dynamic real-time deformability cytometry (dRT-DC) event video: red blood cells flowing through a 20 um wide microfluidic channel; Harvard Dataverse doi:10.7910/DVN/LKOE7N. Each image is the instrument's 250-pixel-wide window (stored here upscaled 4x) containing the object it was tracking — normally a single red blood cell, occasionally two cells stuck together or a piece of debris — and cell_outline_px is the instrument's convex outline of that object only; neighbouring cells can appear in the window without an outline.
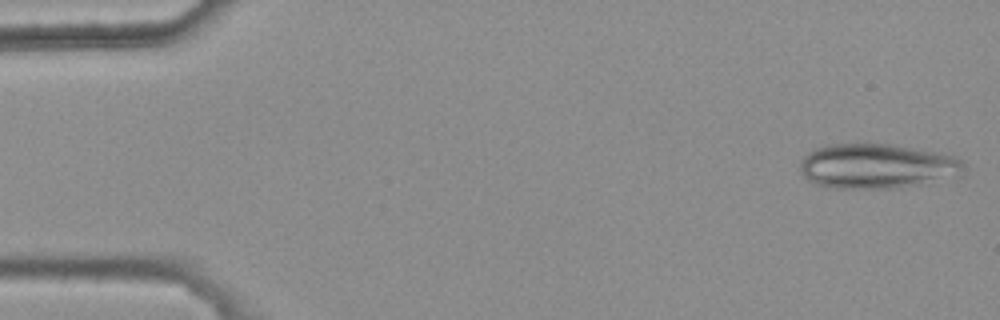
{"species": "common noctule bat (a hibernating species)", "species_latin": "Nyctalus noctula", "temperature_condition": "warm", "stored_images_in_passage": 5, "camera_frame_rate_fps": 3000, "um_per_image_px": 0.085, "animal": {"sex": "female", "body_mass_g": 25.1}, "frame": {"image": 1, "passage_image": 1, "time_ms": 0.0, "image_size_px": [1000, 320], "cell_outline_px": [[964, 176], [920, 184], [896, 188], [828, 188], [812, 184], [800, 172], [800, 164], [804, 156], [808, 152], [816, 148], [828, 144], [868, 140], [936, 152], [956, 156], [964, 164]], "centroid_in_image_um": [74.52, 14.09], "position_along_channel_um": 10.5, "area_um2": 44.1}}